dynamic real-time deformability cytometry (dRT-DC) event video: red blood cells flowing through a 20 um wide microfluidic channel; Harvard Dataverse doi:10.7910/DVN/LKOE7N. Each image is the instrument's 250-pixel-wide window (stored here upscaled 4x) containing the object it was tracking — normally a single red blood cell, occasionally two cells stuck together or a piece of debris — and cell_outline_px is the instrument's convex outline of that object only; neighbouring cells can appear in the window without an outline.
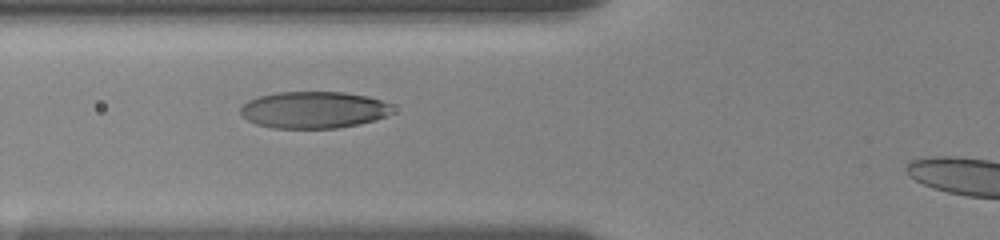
{"species": "human", "species_latin": "Homo sapiens", "temperature_condition": "room temperature", "stored_images_in_passage": 8, "camera_frame_rate_fps": 3000, "um_per_image_px": 0.085, "donor": {"sex": "female"}, "frame": {"image": 1, "passage_image": 7, "time_ms": 6.333, "image_size_px": [1000, 240], "cell_outline_px": [[388, 116], [376, 120], [360, 124], [336, 128], [272, 128], [256, 124], [240, 116], [240, 108], [248, 100], [260, 96], [276, 92], [344, 92], [368, 96], [380, 100], [388, 104]], "centroid_in_image_um": [26.6, 9.34], "position_along_channel_um": 99.2, "area_um2": 32.54}}
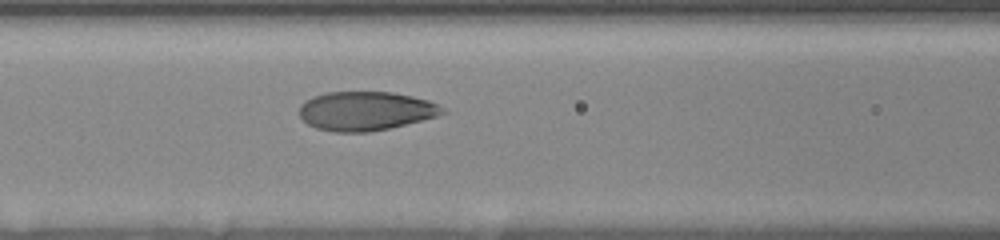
{"frame": {"image": 2, "passage_image": 8, "time_ms": 7.333, "image_size_px": [1000, 240], "cell_outline_px": [[448, 112], [436, 116], [388, 128], [368, 132], [332, 132], [316, 128], [308, 124], [300, 116], [300, 104], [304, 100], [312, 96], [324, 92], [392, 92], [412, 96], [428, 100], [436, 104]], "centroid_in_image_um": [31.03, 9.42], "position_along_channel_um": 135.6, "area_um2": 32.43}}